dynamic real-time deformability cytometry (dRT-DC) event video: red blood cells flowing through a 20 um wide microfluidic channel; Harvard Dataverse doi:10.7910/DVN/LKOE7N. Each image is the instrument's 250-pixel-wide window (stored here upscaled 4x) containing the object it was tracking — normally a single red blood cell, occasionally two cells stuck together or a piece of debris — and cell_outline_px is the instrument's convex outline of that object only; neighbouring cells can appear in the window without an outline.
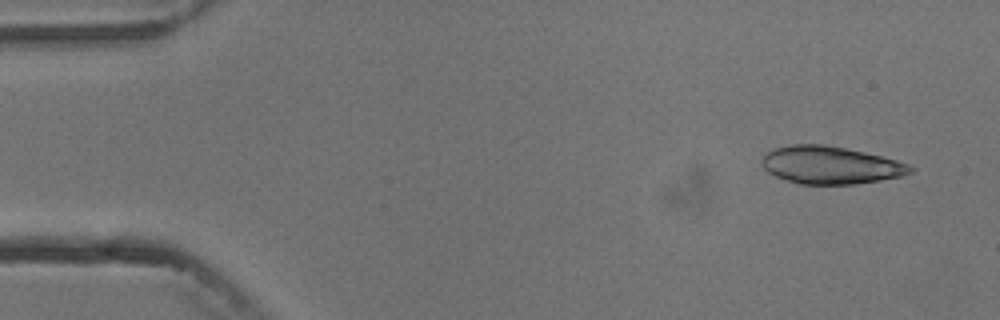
{"species": "common noctule bat (a hibernating species)", "species_latin": "Nyctalus noctula", "temperature_condition": "cold", "stored_images_in_passage": 4, "camera_frame_rate_fps": 3000, "um_per_image_px": 0.085, "animal": {"sex": "male", "body_mass_g": 13.3}, "frame": {"image": 1, "passage_image": 1, "time_ms": 0.0, "image_size_px": [1000, 320], "cell_outline_px": [[916, 168], [912, 172], [900, 176], [880, 180], [856, 184], [800, 184], [776, 176], [768, 172], [764, 168], [764, 156], [768, 152], [776, 148], [792, 144], [824, 144], [864, 152], [896, 160], [908, 164]], "centroid_in_image_um": [70.63, 14.04], "position_along_channel_um": 14.4, "area_um2": 32.14}}